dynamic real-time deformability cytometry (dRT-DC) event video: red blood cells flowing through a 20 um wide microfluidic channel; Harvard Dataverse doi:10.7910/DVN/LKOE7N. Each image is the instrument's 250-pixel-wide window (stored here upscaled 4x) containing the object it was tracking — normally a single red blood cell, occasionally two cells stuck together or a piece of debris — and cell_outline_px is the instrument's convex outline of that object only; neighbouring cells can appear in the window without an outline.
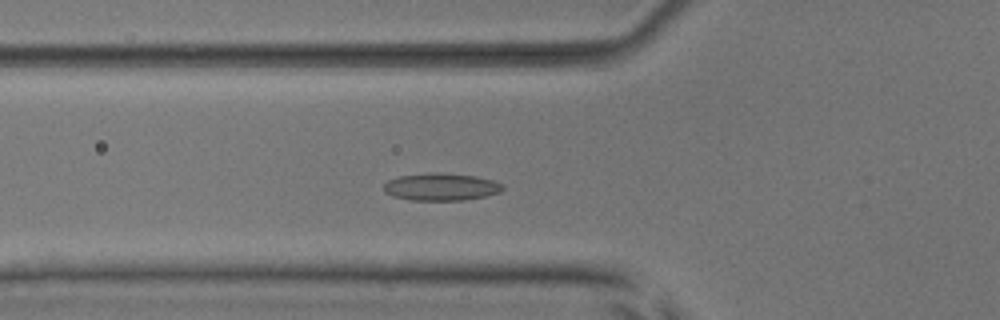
{"species": "common noctule bat (a hibernating species)", "species_latin": "Nyctalus noctula", "temperature_condition": "room temperature", "stored_images_in_passage": 41, "camera_frame_rate_fps": 3000, "um_per_image_px": 0.085, "animal": {"sex": "male", "body_mass_g": 17.9, "forearm_length_mm": 54.2}, "frame": {"image": 1, "passage_image": 7, "time_ms": 2.0, "image_size_px": [1000, 320], "cell_outline_px": [[504, 188], [500, 192], [484, 196], [464, 200], [412, 200], [392, 196], [384, 192], [384, 184], [388, 180], [400, 176], [432, 172], [476, 176], [492, 180], [504, 184]], "centroid_in_image_um": [37.49, 15.88], "position_along_channel_um": 88.3, "area_um2": 18.9}}
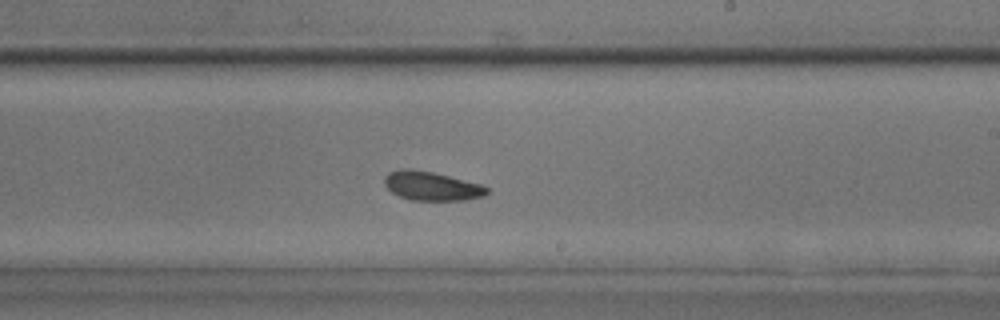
{"frame": {"image": 2, "passage_image": 20, "time_ms": 6.333, "image_size_px": [1000, 320], "cell_outline_px": [[488, 192], [484, 196], [464, 200], [412, 200], [400, 196], [392, 192], [384, 184], [384, 176], [388, 172], [400, 168], [408, 168], [432, 172], [480, 184], [488, 188]], "centroid_in_image_um": [36.65, 15.8], "position_along_channel_um": 252.4, "area_um2": 17.17}}
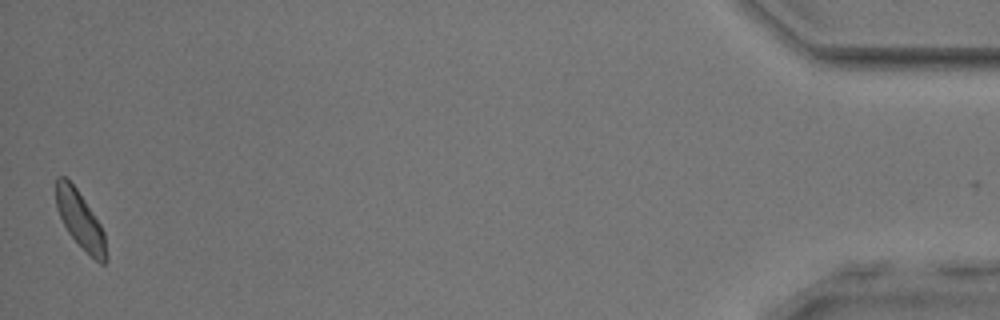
{"frame": {"image": 3, "passage_image": 41, "time_ms": 13.333, "image_size_px": [1000, 320], "cell_outline_px": [[108, 260], [104, 264], [100, 264], [68, 232], [56, 208], [56, 176], [64, 176], [76, 188], [100, 224], [104, 232]], "centroid_in_image_um": [6.82, 18.69], "position_along_channel_um": 428.4, "area_um2": 16.24}, "authors_computed_cell_mechanics": {"area_um2": 17.2822, "velocity_mm_per_s": 3.8008, "shape_relaxation_time_tau1_ms": 3.4157, "shape_relaxation_time_tau2_ms": 3.1655, "deformation_change_tau1": 0.092, "deformation_change_tau2": 0.0926}}